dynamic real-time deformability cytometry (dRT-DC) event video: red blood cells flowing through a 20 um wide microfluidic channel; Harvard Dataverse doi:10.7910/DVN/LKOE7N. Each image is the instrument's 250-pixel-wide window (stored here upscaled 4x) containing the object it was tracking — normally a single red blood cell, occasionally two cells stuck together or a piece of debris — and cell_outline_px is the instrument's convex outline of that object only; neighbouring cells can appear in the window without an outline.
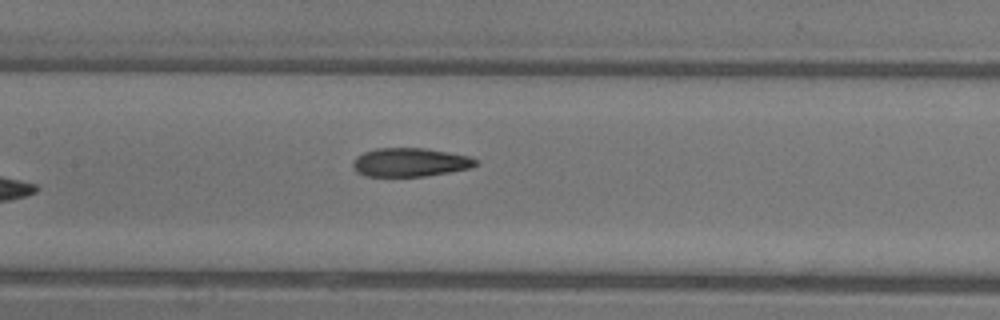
{"species": "common noctule bat (a hibernating species)", "species_latin": "Nyctalus noctula", "temperature_condition": "warm", "stored_images_in_passage": 6, "camera_frame_rate_fps": 3000, "um_per_image_px": 0.085, "animal": {"sex": "female"}, "frame": {"image": 1, "passage_image": 6, "time_ms": 1.667, "image_size_px": [1000, 320], "cell_outline_px": [[476, 164], [472, 168], [424, 176], [364, 176], [356, 172], [352, 168], [352, 160], [356, 156], [364, 152], [376, 148], [424, 148], [448, 152], [468, 156], [476, 160]], "centroid_in_image_um": [34.79, 13.79], "position_along_channel_um": 172.6, "area_um2": 20.52}}